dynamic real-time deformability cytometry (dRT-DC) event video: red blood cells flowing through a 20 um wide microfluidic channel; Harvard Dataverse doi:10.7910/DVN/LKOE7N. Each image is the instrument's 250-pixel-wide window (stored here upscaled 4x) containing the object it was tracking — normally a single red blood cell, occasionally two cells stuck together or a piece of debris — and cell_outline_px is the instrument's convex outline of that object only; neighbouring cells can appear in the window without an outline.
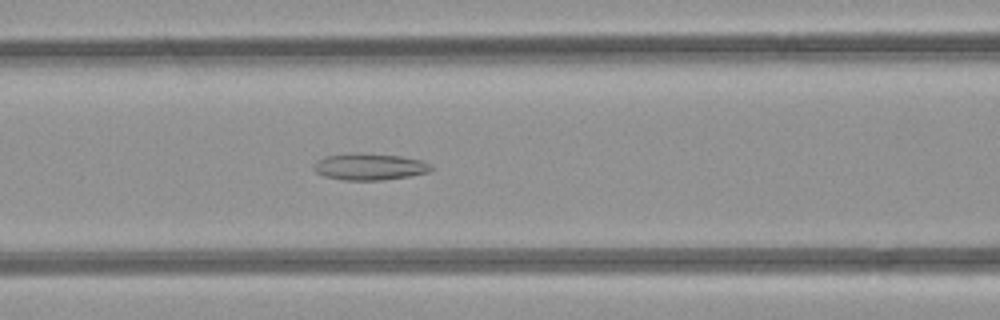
{"species": "common noctule bat (a hibernating species)", "species_latin": "Nyctalus noctula", "temperature_condition": "room temperature", "stored_images_in_passage": 49, "camera_frame_rate_fps": 3000, "um_per_image_px": 0.085, "animal": {"sex": "female", "body_mass_g": 21.9}, "frame": {"image": 1, "passage_image": 20, "time_ms": 6.333, "image_size_px": [1000, 320], "cell_outline_px": [[432, 168], [428, 172], [412, 176], [380, 180], [344, 180], [324, 176], [316, 172], [312, 168], [312, 164], [316, 160], [324, 156], [400, 156], [420, 160], [432, 164]], "centroid_in_image_um": [31.42, 14.23], "position_along_channel_um": 135.2, "area_um2": 17.34}}
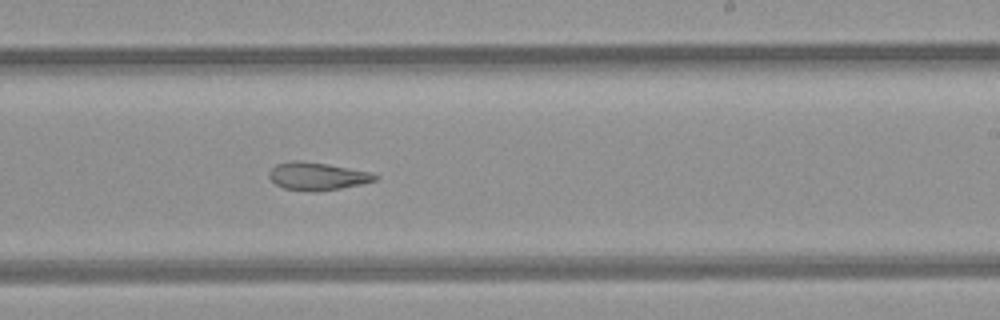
{"frame": {"image": 2, "passage_image": 29, "time_ms": 9.333, "image_size_px": [1000, 320], "cell_outline_px": [[380, 176], [376, 180], [360, 184], [340, 188], [316, 192], [312, 192], [284, 188], [276, 184], [268, 176], [268, 172], [276, 164], [292, 160], [304, 160], [328, 164], [372, 172]], "centroid_in_image_um": [26.96, 14.97], "position_along_channel_um": 262.0, "area_um2": 17.28}}
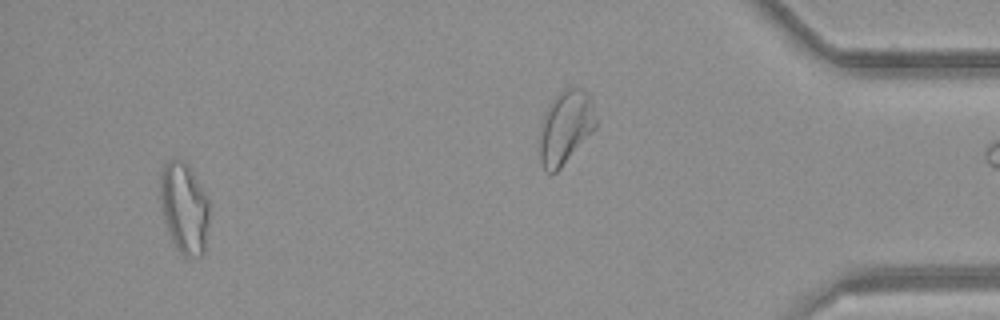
{"frame": {"image": 3, "passage_image": 46, "time_ms": 15.0, "image_size_px": [1000, 320], "cell_outline_px": [[208, 224], [204, 252], [200, 256], [184, 256], [176, 248], [172, 240], [164, 220], [160, 196], [160, 176], [164, 164], [168, 160], [176, 156], [184, 160], [188, 164], [204, 192], [208, 200]], "centroid_in_image_um": [15.64, 17.63], "position_along_channel_um": 419.6, "area_um2": 25.95}, "authors_computed_cell_mechanics": {"area_um2": 22.542, "velocity_mm_per_s": 4.2391, "shape_relaxation_time_tau1_ms": null, "shape_relaxation_time_tau2_ms": 4.3479, "deformation_change_tau1": null, "deformation_change_tau2": 0.1469}}